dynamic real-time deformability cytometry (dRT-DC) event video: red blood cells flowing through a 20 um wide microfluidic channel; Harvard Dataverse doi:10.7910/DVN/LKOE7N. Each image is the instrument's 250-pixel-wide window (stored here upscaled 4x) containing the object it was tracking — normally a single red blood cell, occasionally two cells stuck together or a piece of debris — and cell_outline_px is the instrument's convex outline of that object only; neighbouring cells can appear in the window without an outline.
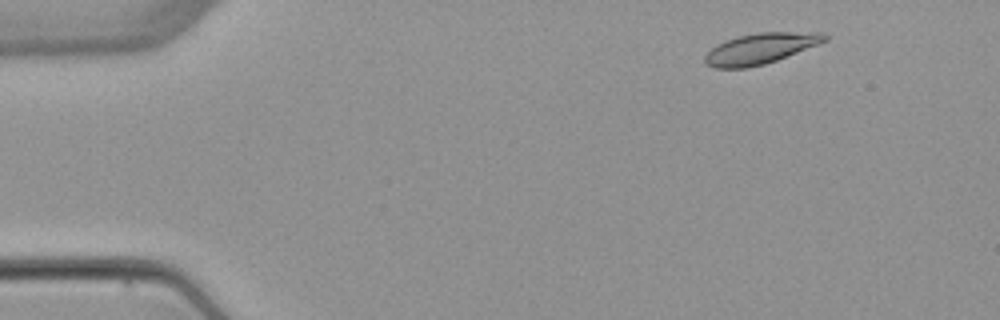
{"species": "common noctule bat (a hibernating species)", "species_latin": "Nyctalus noctula", "temperature_condition": "warm", "stored_images_in_passage": 3, "camera_frame_rate_fps": 3000, "um_per_image_px": 0.085, "animal": {"sex": "female", "body_mass_g": 22.7, "forearm_length_mm": 54.2}, "frame": {"image": 1, "passage_image": 1, "time_ms": 0.0, "image_size_px": [1000, 320], "cell_outline_px": [[828, 40], [820, 44], [776, 60], [764, 64], [748, 68], [712, 68], [704, 64], [704, 56], [716, 44], [724, 40], [740, 36], [760, 32], [824, 32], [828, 36]], "centroid_in_image_um": [64.63, 4.13], "position_along_channel_um": 20.4, "area_um2": 21.62}}
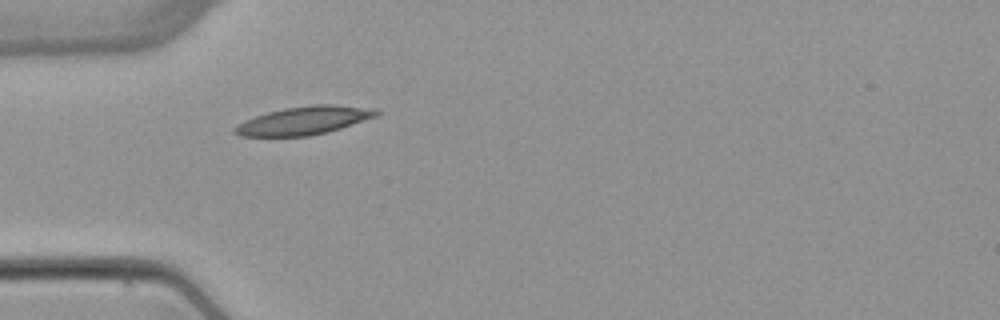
{"frame": {"image": 2, "passage_image": 3, "time_ms": 3.333, "image_size_px": [1000, 320], "cell_outline_px": [[380, 112], [376, 116], [328, 132], [308, 136], [240, 136], [232, 132], [232, 128], [244, 120], [268, 112], [284, 108], [316, 104], [336, 104], [380, 108]], "centroid_in_image_um": [25.86, 10.23], "position_along_channel_um": 59.1, "area_um2": 23.41}}